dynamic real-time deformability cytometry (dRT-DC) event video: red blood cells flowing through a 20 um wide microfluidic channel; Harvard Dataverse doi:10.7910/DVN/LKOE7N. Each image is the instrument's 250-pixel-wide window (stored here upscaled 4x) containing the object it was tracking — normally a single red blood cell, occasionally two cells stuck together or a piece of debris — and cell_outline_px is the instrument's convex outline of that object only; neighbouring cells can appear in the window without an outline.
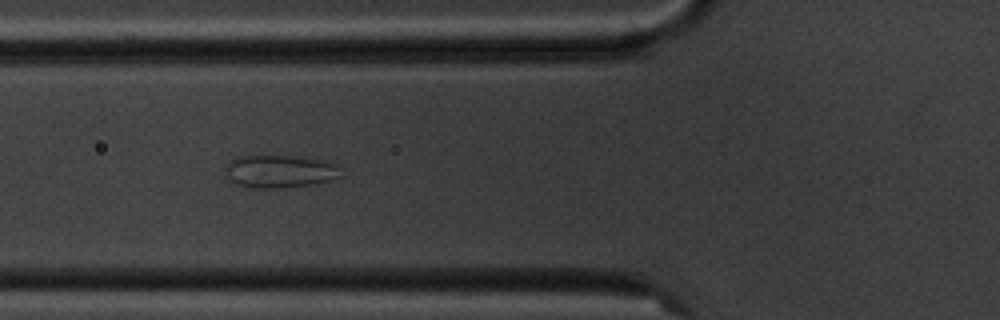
{"species": "common noctule bat (a hibernating species)", "species_latin": "Nyctalus noctula", "temperature_condition": "cold", "stored_images_in_passage": 5, "camera_frame_rate_fps": 3000, "um_per_image_px": 0.085, "animal": {"sex": "male", "body_mass_g": 20.1, "forearm_length_mm": 53.5}, "frame": {"image": 1, "passage_image": 5, "time_ms": 4.667, "image_size_px": [1000, 320], "cell_outline_px": [[340, 176], [332, 180], [312, 184], [276, 188], [248, 188], [232, 184], [224, 176], [224, 168], [228, 160], [236, 156], [316, 156], [340, 164]], "centroid_in_image_um": [23.76, 14.55], "position_along_channel_um": 102.0, "area_um2": 23.12}}